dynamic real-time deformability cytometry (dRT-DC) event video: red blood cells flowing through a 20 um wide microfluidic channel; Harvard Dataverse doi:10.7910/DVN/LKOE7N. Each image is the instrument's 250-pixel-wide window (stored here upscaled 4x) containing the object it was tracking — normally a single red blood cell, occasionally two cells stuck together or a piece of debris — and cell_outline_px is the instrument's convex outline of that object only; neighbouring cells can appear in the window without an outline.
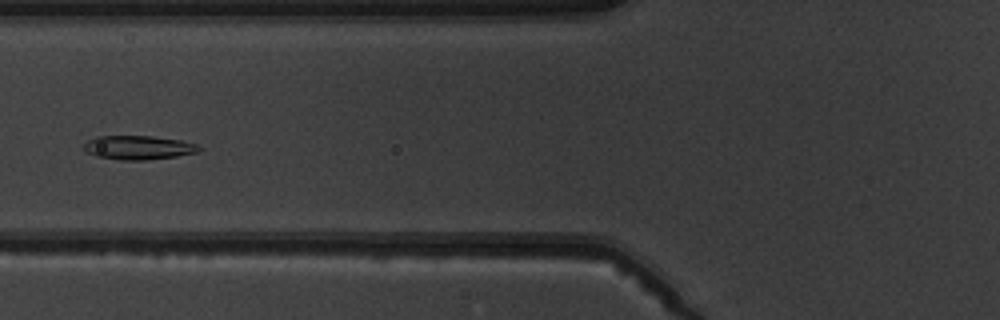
{"species": "common noctule bat (a hibernating species)", "species_latin": "Nyctalus noctula", "temperature_condition": "warm", "stored_images_in_passage": 8, "camera_frame_rate_fps": 3000, "um_per_image_px": 0.085, "animal": {"sex": "male", "body_mass_g": 19.5, "forearm_length_mm": 54.6}, "frame": {"image": 1, "passage_image": 7, "time_ms": 8.0, "image_size_px": [1000, 320], "cell_outline_px": [[200, 148], [196, 152], [176, 156], [144, 160], [120, 160], [96, 156], [88, 152], [84, 148], [84, 144], [88, 140], [96, 136], [152, 136], [180, 140], [196, 144]], "centroid_in_image_um": [11.73, 12.54], "position_along_channel_um": 114.1, "area_um2": 15.84}}
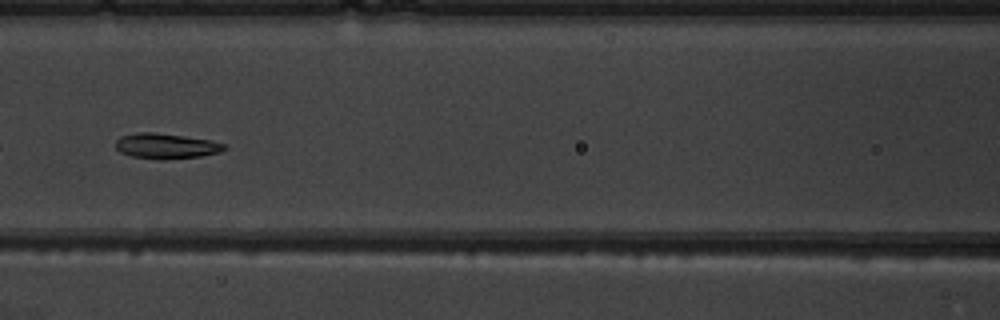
{"frame": {"image": 2, "passage_image": 8, "time_ms": 9.0, "image_size_px": [1000, 320], "cell_outline_px": [[228, 148], [220, 152], [200, 156], [164, 160], [160, 160], [132, 156], [120, 152], [116, 148], [116, 140], [120, 136], [140, 132], [152, 132], [184, 136], [212, 140], [228, 144]], "centroid_in_image_um": [14.16, 12.41], "position_along_channel_um": 152.4, "area_um2": 16.18}}